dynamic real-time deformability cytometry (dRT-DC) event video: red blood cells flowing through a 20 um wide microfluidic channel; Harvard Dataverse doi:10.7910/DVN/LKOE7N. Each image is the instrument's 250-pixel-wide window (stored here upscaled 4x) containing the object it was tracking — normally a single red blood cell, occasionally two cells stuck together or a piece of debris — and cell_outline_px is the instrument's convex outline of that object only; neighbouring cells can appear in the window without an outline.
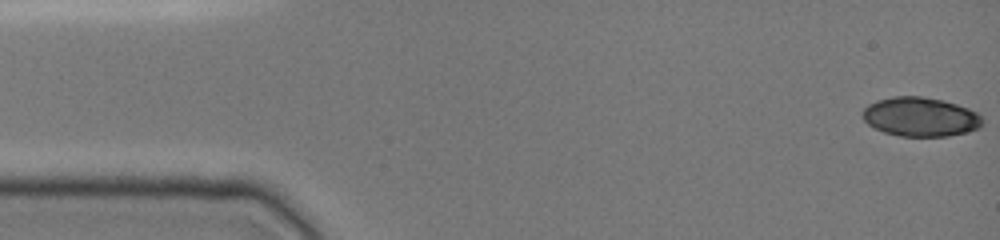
{"species": "common noctule bat (a hibernating species)", "species_latin": "Nyctalus noctula", "temperature_condition": "cold", "stored_images_in_passage": 47, "camera_frame_rate_fps": 3000, "um_per_image_px": 0.085, "animal": {"sex": "female", "body_mass_g": 19.0, "forearm_length_mm": 51.5}, "frame": {"image": 1, "passage_image": 1, "time_ms": 0.0, "image_size_px": [1000, 240], "cell_outline_px": [[984, 120], [980, 128], [968, 132], [948, 136], [900, 136], [884, 132], [868, 124], [864, 120], [864, 108], [868, 104], [876, 100], [892, 96], [924, 96], [944, 100], [968, 108], [976, 112]], "centroid_in_image_um": [78.26, 9.92], "position_along_channel_um": 6.7, "area_um2": 27.46}}
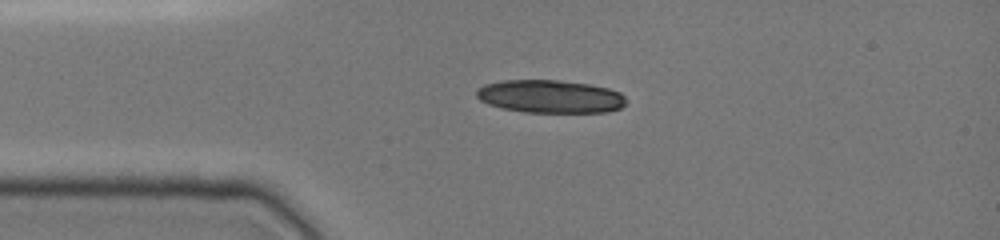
{"frame": {"image": 2, "passage_image": 11, "time_ms": 3.333, "image_size_px": [1000, 240], "cell_outline_px": [[628, 100], [620, 108], [608, 112], [524, 112], [504, 108], [488, 104], [480, 100], [476, 96], [476, 88], [484, 84], [500, 80], [560, 80], [588, 84], [608, 88], [620, 92]], "centroid_in_image_um": [46.75, 8.19], "position_along_channel_um": 38.2, "area_um2": 28.9}}